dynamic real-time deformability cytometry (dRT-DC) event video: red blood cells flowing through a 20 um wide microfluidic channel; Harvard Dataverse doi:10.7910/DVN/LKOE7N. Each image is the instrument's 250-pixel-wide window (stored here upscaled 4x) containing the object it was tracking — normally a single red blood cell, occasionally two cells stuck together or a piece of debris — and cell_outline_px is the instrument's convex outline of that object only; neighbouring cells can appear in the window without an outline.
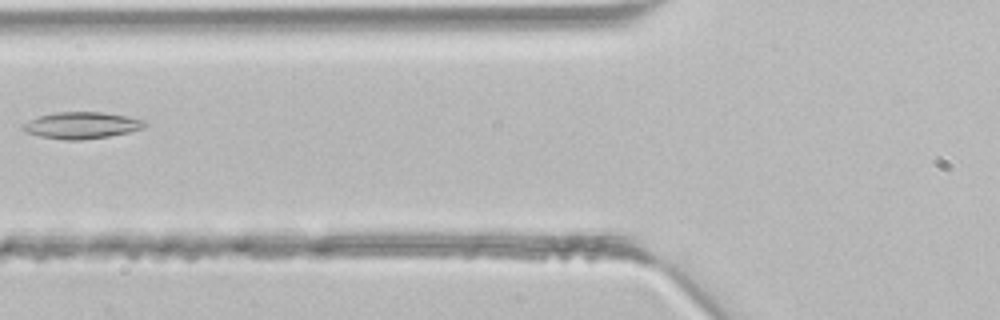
{"species": "common noctule bat (a hibernating species)", "species_latin": "Nyctalus noctula", "temperature_condition": "room temperature", "stored_images_in_passage": 4, "camera_frame_rate_fps": 3000, "um_per_image_px": 0.085, "animal": {"sex": "male", "body_mass_g": 21.5, "forearm_length_mm": 52.0}, "frame": {"image": 1, "passage_image": 4, "time_ms": 1.0, "image_size_px": [1000, 320], "cell_outline_px": [[148, 124], [144, 128], [128, 132], [108, 136], [80, 140], [64, 140], [40, 136], [28, 132], [24, 128], [24, 124], [40, 116], [56, 112], [104, 112], [128, 116], [144, 120]], "centroid_in_image_um": [7.02, 10.65], "position_along_channel_um": 118.8, "area_um2": 18.61}}